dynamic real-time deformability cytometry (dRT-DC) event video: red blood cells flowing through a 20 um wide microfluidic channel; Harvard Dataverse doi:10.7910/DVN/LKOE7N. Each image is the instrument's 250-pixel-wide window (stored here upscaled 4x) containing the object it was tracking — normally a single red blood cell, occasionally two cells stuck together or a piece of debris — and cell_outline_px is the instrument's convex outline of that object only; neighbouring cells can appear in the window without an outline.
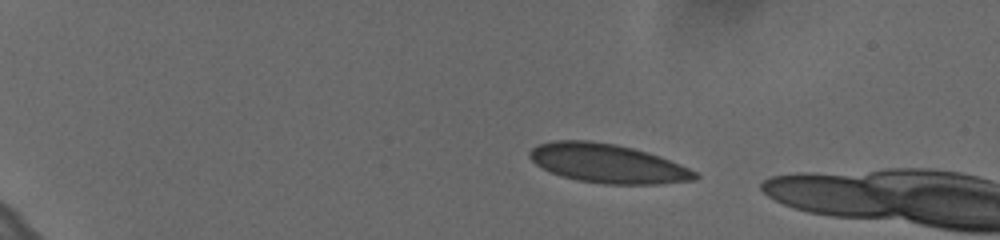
{"species": "human", "species_latin": "Homo sapiens", "temperature_condition": "cold", "stored_images_in_passage": 7, "camera_frame_rate_fps": 3000, "um_per_image_px": 0.085, "donor": {"sex": "female"}, "frame": {"image": 1, "passage_image": 2, "time_ms": 0.333, "image_size_px": [1000, 240], "cell_outline_px": [[700, 176], [696, 180], [660, 184], [604, 184], [576, 180], [560, 176], [536, 164], [528, 156], [528, 152], [536, 144], [552, 140], [588, 140], [616, 144], [648, 152], [660, 156], [680, 164], [696, 172]], "centroid_in_image_um": [51.64, 13.89], "position_along_channel_um": 33.4, "area_um2": 37.8}}